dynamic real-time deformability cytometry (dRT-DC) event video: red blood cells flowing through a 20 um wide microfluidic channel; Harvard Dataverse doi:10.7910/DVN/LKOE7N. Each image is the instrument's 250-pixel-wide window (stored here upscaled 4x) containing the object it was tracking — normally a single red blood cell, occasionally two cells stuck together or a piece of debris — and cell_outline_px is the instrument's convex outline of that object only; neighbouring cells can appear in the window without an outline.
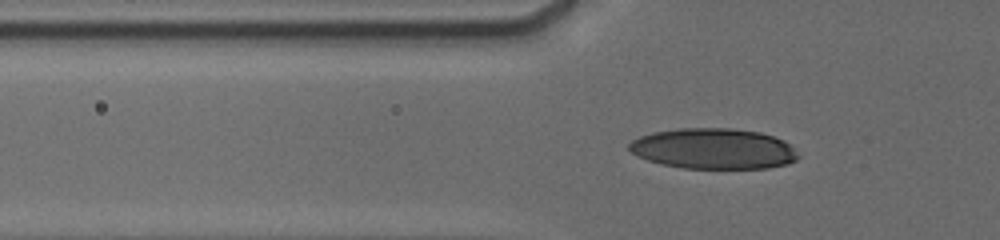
{"species": "human", "species_latin": "Homo sapiens", "temperature_condition": "cold", "stored_images_in_passage": 59, "camera_frame_rate_fps": 3000, "um_per_image_px": 0.085, "donor": {"sex": "male"}, "frame": {"image": 1, "passage_image": 31, "time_ms": 5.667, "image_size_px": [1000, 240], "cell_outline_px": [[800, 156], [796, 160], [784, 164], [768, 168], [684, 168], [664, 164], [648, 160], [632, 152], [628, 148], [628, 144], [632, 140], [640, 136], [652, 132], [680, 128], [728, 128], [760, 132], [784, 140]], "centroid_in_image_um": [60.64, 12.63], "position_along_channel_um": 65.2, "area_um2": 39.71}}
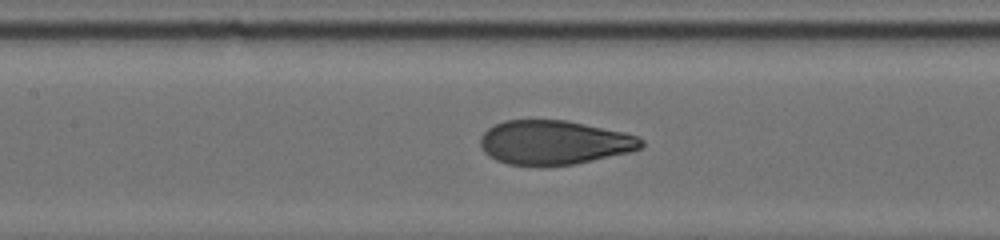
{"frame": {"image": 2, "passage_image": 44, "time_ms": 8.333, "image_size_px": [1000, 240], "cell_outline_px": [[644, 144], [640, 148], [628, 152], [576, 164], [508, 164], [496, 160], [484, 152], [480, 144], [480, 136], [488, 128], [504, 120], [568, 120], [624, 132], [636, 136], [644, 140]], "centroid_in_image_um": [47.1, 12.09], "position_along_channel_um": 160.3, "area_um2": 40.98}}
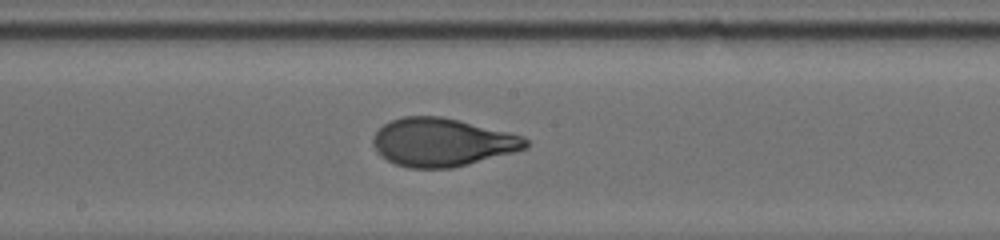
{"frame": {"image": 3, "passage_image": 53, "time_ms": 9.667, "image_size_px": [1000, 240], "cell_outline_px": [[528, 148], [468, 164], [452, 168], [408, 168], [396, 164], [380, 156], [372, 144], [372, 140], [376, 132], [384, 124], [392, 120], [404, 116], [440, 116], [460, 120], [524, 136], [528, 140]], "centroid_in_image_um": [37.57, 12.09], "position_along_channel_um": 210.6, "area_um2": 42.77}}